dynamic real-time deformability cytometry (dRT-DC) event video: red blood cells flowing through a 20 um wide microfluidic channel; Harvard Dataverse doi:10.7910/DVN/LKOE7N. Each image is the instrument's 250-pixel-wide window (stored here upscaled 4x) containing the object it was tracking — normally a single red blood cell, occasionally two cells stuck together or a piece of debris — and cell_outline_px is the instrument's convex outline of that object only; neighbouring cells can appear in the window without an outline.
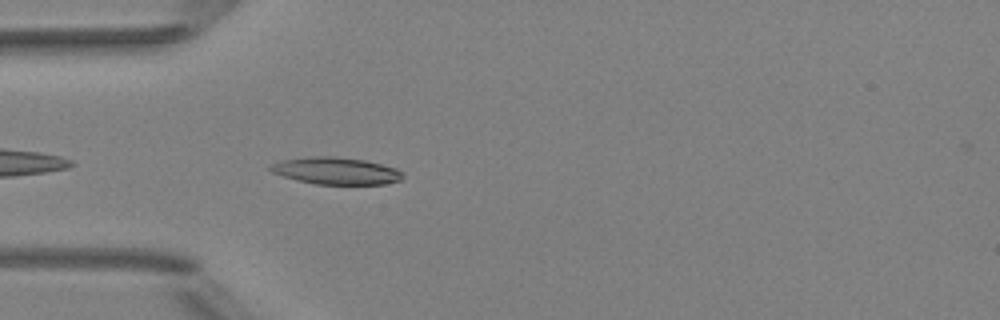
{"species": "Egyptian fruit bat (a non-hibernating species)", "species_latin": "Rousettus aegyptiacus", "temperature_condition": "room temperature", "stored_images_in_passage": 4, "camera_frame_rate_fps": 3000, "um_per_image_px": 0.085, "animal": {"sex": "female"}, "frame": {"image": 1, "passage_image": 4, "time_ms": 3.333, "image_size_px": [1000, 320], "cell_outline_px": [[404, 176], [400, 180], [384, 184], [316, 184], [296, 180], [272, 172], [268, 168], [272, 164], [284, 160], [312, 156], [336, 156], [364, 160], [396, 168]], "centroid_in_image_um": [28.56, 14.52], "position_along_channel_um": 56.4, "area_um2": 20.63}}